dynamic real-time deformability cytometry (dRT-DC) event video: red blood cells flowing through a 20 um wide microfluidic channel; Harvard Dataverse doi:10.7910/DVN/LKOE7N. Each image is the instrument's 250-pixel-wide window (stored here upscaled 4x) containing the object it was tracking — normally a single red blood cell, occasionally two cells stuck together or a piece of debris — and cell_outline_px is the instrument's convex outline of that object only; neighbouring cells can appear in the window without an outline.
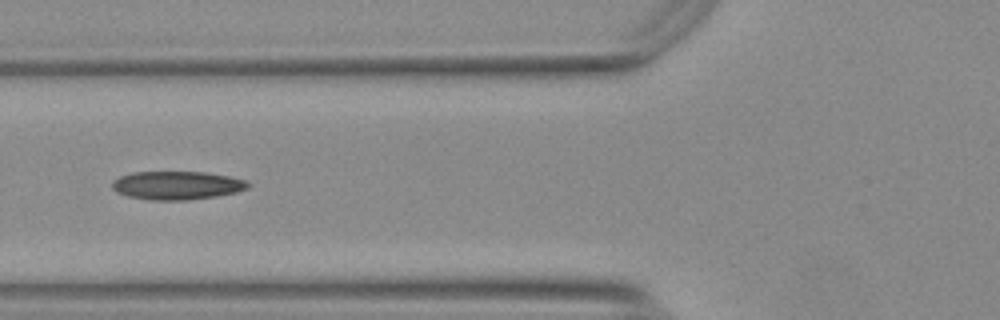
{"species": "Egyptian fruit bat (a non-hibernating species)", "species_latin": "Rousettus aegyptiacus", "temperature_condition": "warm", "stored_images_in_passage": 20, "camera_frame_rate_fps": 3000, "um_per_image_px": 0.085, "animal": {"sex": "female"}, "frame": {"image": 1, "passage_image": 6, "time_ms": 1.667, "image_size_px": [1000, 320], "cell_outline_px": [[252, 184], [248, 188], [236, 192], [216, 196], [188, 200], [148, 200], [128, 196], [116, 192], [112, 188], [112, 180], [120, 176], [132, 172], [204, 172], [228, 176], [248, 180]], "centroid_in_image_um": [15.04, 15.76], "position_along_channel_um": 110.8, "area_um2": 22.66}}
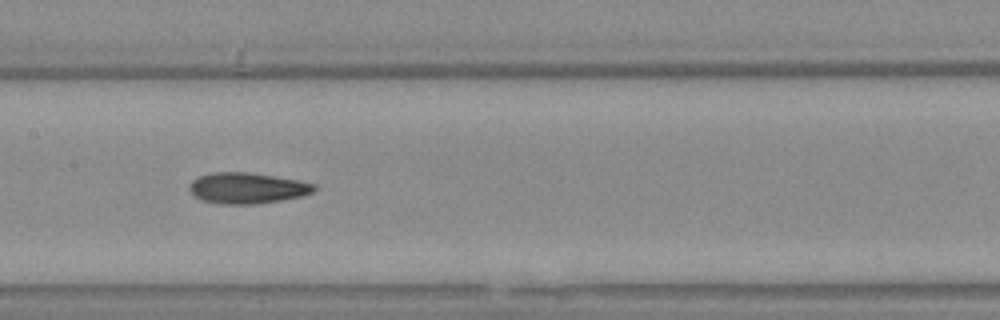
{"frame": {"image": 2, "passage_image": 12, "time_ms": 3.667, "image_size_px": [1000, 320], "cell_outline_px": [[316, 188], [312, 192], [304, 196], [256, 204], [220, 204], [200, 200], [188, 188], [192, 180], [200, 176], [212, 172], [248, 172], [300, 180], [316, 184]], "centroid_in_image_um": [21.02, 15.99], "position_along_channel_um": 186.4, "area_um2": 22.54}}
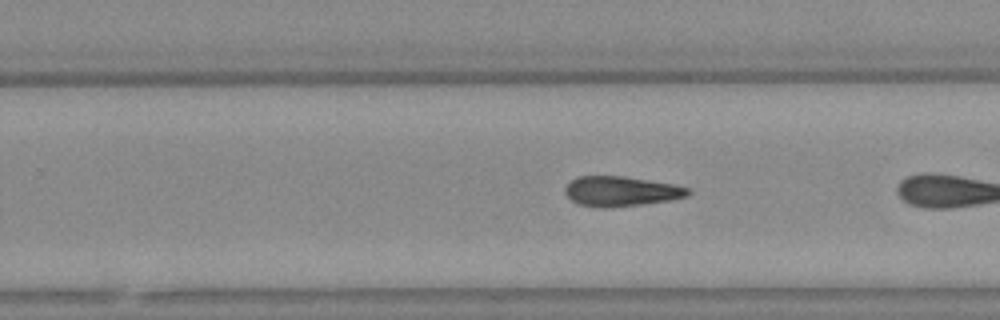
{"frame": {"image": 3, "passage_image": 17, "time_ms": 5.333, "image_size_px": [1000, 320], "cell_outline_px": [[692, 192], [688, 196], [672, 200], [640, 204], [604, 208], [596, 208], [580, 204], [572, 200], [564, 192], [564, 188], [576, 176], [624, 176], [672, 184], [688, 188]], "centroid_in_image_um": [52.78, 16.26], "position_along_channel_um": 277.0, "area_um2": 21.39}}